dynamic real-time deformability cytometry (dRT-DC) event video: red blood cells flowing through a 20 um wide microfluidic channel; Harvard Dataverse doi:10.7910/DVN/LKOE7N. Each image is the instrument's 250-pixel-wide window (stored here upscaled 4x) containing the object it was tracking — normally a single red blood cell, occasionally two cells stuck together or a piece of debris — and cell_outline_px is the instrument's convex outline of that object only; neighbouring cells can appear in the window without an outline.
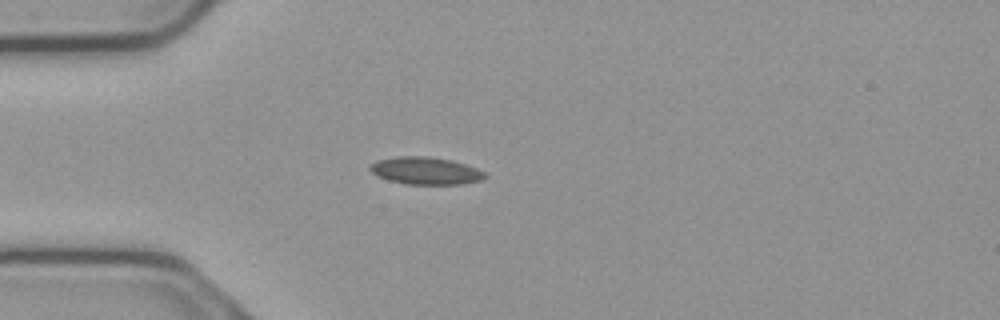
{"species": "common noctule bat (a hibernating species)", "species_latin": "Nyctalus noctula", "temperature_condition": "cold", "stored_images_in_passage": 42, "camera_frame_rate_fps": 3000, "um_per_image_px": 0.085, "animal": {"sex": "male", "body_mass_g": 23.1, "forearm_length_mm": 52.7}, "frame": {"image": 1, "passage_image": 1, "time_ms": 0.0, "image_size_px": [1000, 320], "cell_outline_px": [[488, 176], [480, 180], [464, 184], [404, 184], [388, 180], [376, 176], [368, 168], [376, 160], [400, 156], [428, 156], [452, 160], [476, 168], [484, 172]], "centroid_in_image_um": [36.16, 14.52], "position_along_channel_um": 48.8, "area_um2": 18.38}}
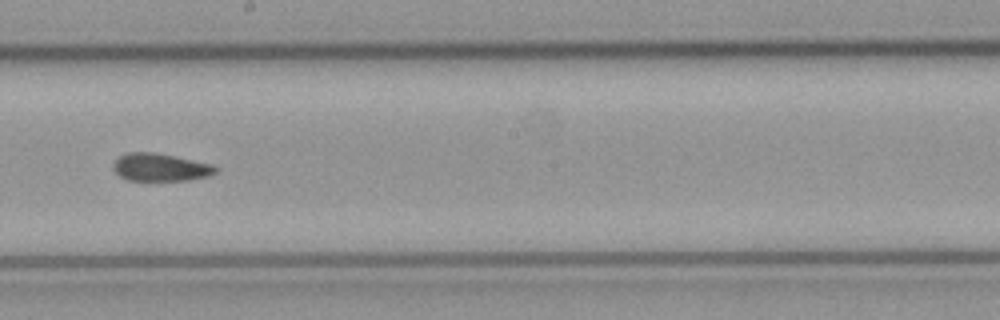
{"frame": {"image": 2, "passage_image": 17, "time_ms": 5.333, "image_size_px": [1000, 320], "cell_outline_px": [[216, 172], [208, 176], [184, 180], [128, 180], [120, 176], [112, 168], [112, 164], [120, 156], [128, 152], [152, 152], [172, 156], [208, 164], [216, 168]], "centroid_in_image_um": [13.54, 14.22], "position_along_channel_um": 234.7, "area_um2": 16.01}}
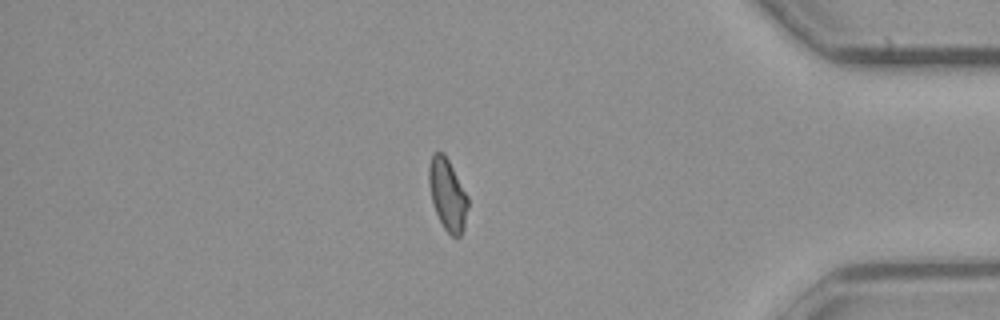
{"frame": {"image": 3, "passage_image": 33, "time_ms": 10.667, "image_size_px": [1000, 320], "cell_outline_px": [[468, 208], [464, 228], [460, 236], [456, 240], [444, 228], [436, 212], [432, 200], [428, 184], [428, 168], [432, 152], [444, 152], [468, 196]], "centroid_in_image_um": [38.04, 16.53], "position_along_channel_um": 397.2, "area_um2": 16.42}}